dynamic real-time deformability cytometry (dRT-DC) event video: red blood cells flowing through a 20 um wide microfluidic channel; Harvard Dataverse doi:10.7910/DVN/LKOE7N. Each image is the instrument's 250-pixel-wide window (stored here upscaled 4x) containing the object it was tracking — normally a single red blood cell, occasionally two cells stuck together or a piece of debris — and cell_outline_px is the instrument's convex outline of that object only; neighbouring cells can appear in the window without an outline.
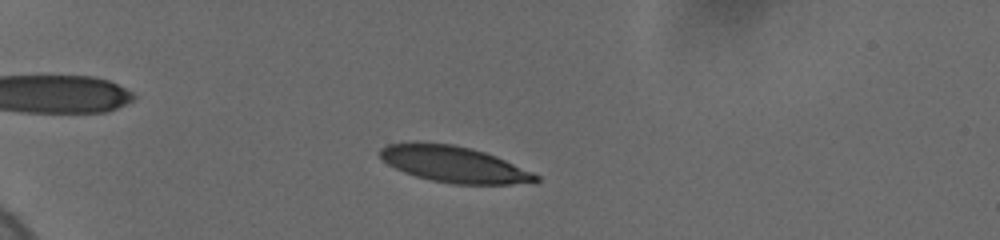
{"species": "human", "species_latin": "Homo sapiens", "temperature_condition": "cold", "stored_images_in_passage": 33, "camera_frame_rate_fps": 3000, "um_per_image_px": 0.085, "donor": {"sex": "female"}, "frame": {"image": 1, "passage_image": 26, "time_ms": 3.0, "image_size_px": [1000, 240], "cell_outline_px": [[540, 180], [536, 184], [452, 184], [432, 180], [416, 176], [404, 172], [388, 164], [380, 156], [380, 148], [388, 144], [416, 140], [452, 144], [472, 148], [496, 156], [532, 172], [540, 176]], "centroid_in_image_um": [38.6, 13.95], "position_along_channel_um": 46.4, "area_um2": 33.29}}